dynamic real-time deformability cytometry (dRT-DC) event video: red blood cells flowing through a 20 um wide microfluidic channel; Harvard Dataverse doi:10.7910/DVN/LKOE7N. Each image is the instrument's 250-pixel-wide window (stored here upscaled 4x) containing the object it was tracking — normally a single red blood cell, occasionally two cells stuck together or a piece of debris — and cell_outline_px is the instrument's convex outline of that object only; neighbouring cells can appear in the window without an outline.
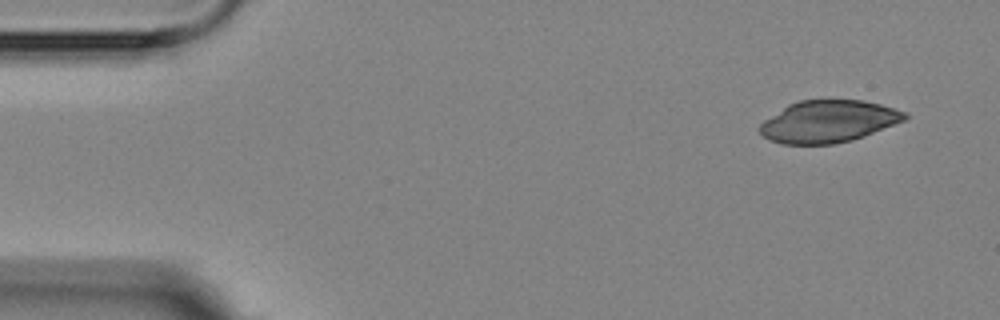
{"species": "Egyptian fruit bat (a non-hibernating species)", "species_latin": "Rousettus aegyptiacus", "temperature_condition": "room temperature", "stored_images_in_passage": 4, "camera_frame_rate_fps": 3000, "um_per_image_px": 0.085, "animal": {"sex": "female"}, "frame": {"image": 1, "passage_image": 1, "time_ms": 0.0, "image_size_px": [1000, 320], "cell_outline_px": [[908, 116], [904, 120], [864, 136], [852, 140], [832, 144], [784, 144], [772, 140], [764, 136], [760, 132], [760, 124], [764, 120], [788, 104], [800, 100], [864, 100], [880, 104], [908, 112]], "centroid_in_image_um": [70.42, 10.31], "position_along_channel_um": 14.6, "area_um2": 35.32}}